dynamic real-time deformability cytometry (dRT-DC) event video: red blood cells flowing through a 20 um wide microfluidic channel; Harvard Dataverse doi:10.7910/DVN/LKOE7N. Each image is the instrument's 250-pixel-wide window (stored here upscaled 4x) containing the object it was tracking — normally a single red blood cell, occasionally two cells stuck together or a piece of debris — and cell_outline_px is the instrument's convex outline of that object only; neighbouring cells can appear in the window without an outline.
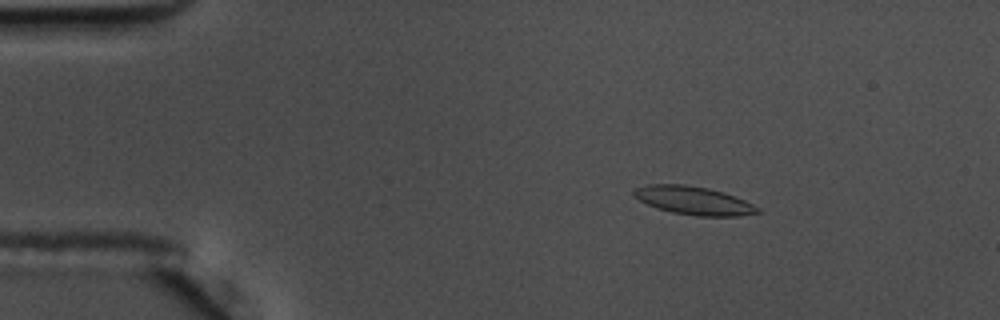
{"species": "common noctule bat (a hibernating species)", "species_latin": "Nyctalus noctula", "temperature_condition": "warm", "stored_images_in_passage": 57, "camera_frame_rate_fps": 3000, "um_per_image_px": 0.085, "animal": {"sex": "male", "body_mass_g": 17.5, "forearm_length_mm": 52.3}, "frame": {"image": 1, "passage_image": 10, "time_ms": 3.0, "image_size_px": [1000, 320], "cell_outline_px": [[760, 212], [736, 216], [700, 216], [672, 212], [656, 208], [632, 196], [632, 192], [636, 188], [648, 184], [684, 184], [708, 188], [724, 192], [736, 196], [760, 208]], "centroid_in_image_um": [58.94, 17.03], "position_along_channel_um": 26.1, "area_um2": 20.35}}
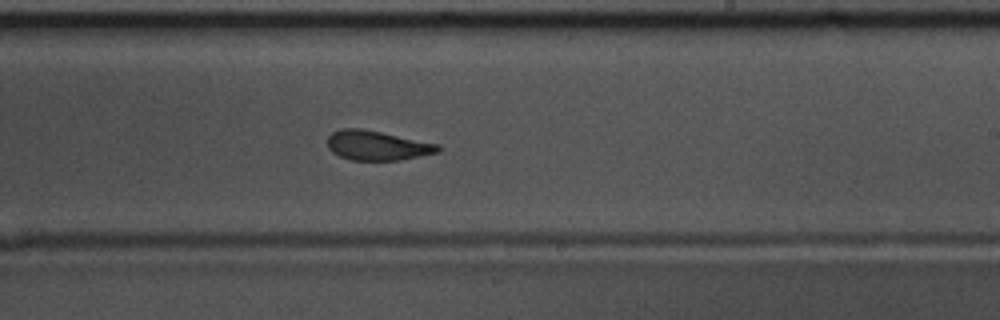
{"frame": {"image": 2, "passage_image": 35, "time_ms": 11.333, "image_size_px": [1000, 320], "cell_outline_px": [[440, 152], [400, 160], [352, 160], [340, 156], [332, 152], [328, 148], [328, 136], [332, 132], [340, 128], [360, 128], [440, 144]], "centroid_in_image_um": [32.06, 12.36], "position_along_channel_um": 256.9, "area_um2": 19.02}}
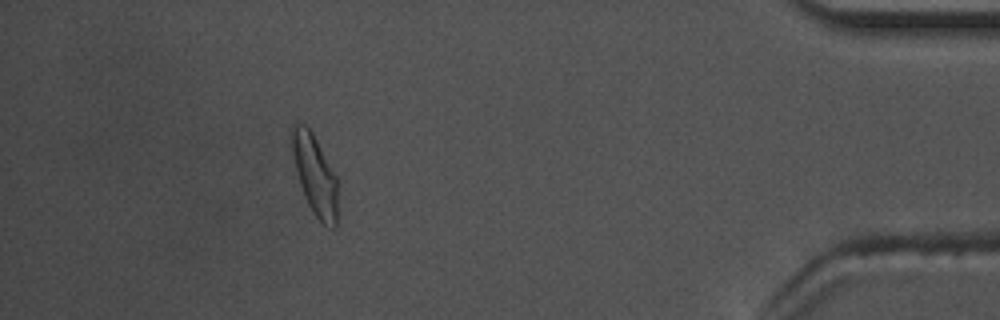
{"frame": {"image": 3, "passage_image": 52, "time_ms": 17.0, "image_size_px": [1000, 320], "cell_outline_px": [[336, 228], [332, 228], [324, 224], [312, 212], [304, 196], [300, 184], [292, 156], [288, 140], [292, 124], [304, 124], [312, 132], [336, 176]], "centroid_in_image_um": [26.7, 14.8], "position_along_channel_um": 408.5, "area_um2": 21.27}, "authors_computed_cell_mechanics": {"area_um2": 19.8254, "velocity_mm_per_s": 3.6138, "shape_relaxation_time_tau1_ms": null, "shape_relaxation_time_tau2_ms": 2.0345, "deformation_change_tau1": null, "deformation_change_tau2": 0.0848}}